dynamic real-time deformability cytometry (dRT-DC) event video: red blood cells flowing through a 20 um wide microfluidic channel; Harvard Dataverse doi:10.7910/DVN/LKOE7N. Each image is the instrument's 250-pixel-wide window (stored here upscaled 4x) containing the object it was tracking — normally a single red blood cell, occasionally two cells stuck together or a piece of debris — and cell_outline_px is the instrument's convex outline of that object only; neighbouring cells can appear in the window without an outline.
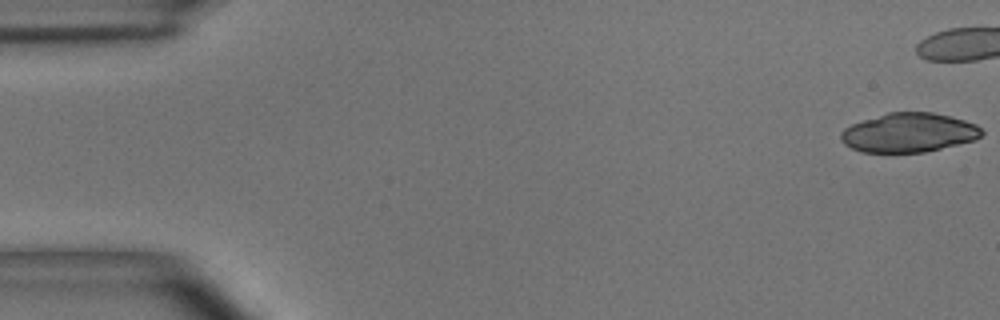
{"species": "common noctule bat (a hibernating species)", "species_latin": "Nyctalus noctula", "temperature_condition": "room temperature", "stored_images_in_passage": 42, "camera_frame_rate_fps": 3000, "um_per_image_px": 0.085, "animal": {"sex": "male", "body_mass_g": 15.6}, "frame": {"image": 1, "passage_image": 1, "time_ms": 0.0, "image_size_px": [1000, 320], "cell_outline_px": [[984, 132], [976, 140], [924, 152], [860, 152], [844, 144], [840, 140], [840, 132], [844, 128], [852, 124], [888, 112], [932, 112], [964, 120], [976, 124]], "centroid_in_image_um": [77.23, 11.28], "position_along_channel_um": 7.8, "area_um2": 32.08}}